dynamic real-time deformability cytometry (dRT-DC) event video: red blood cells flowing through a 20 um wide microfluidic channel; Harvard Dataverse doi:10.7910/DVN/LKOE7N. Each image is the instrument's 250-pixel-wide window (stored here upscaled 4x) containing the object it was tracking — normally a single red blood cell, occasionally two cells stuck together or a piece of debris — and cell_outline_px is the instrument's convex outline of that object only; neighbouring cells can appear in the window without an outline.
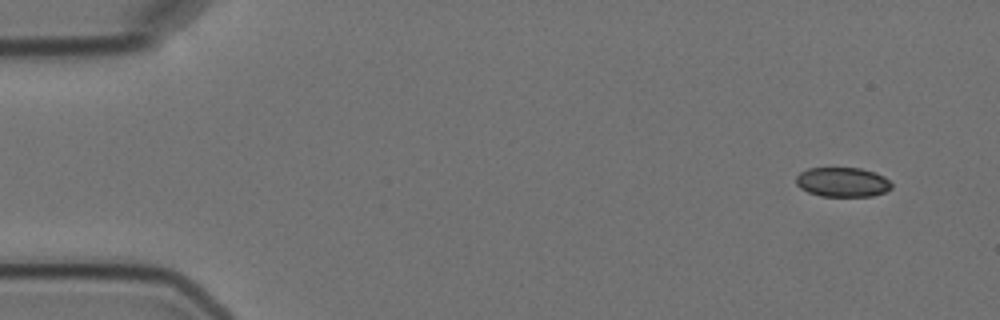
{"species": "Egyptian fruit bat (a non-hibernating species)", "species_latin": "Rousettus aegyptiacus", "temperature_condition": "cold", "stored_images_in_passage": 5, "camera_frame_rate_fps": 3000, "um_per_image_px": 0.085, "animal": {"sex": "female"}, "frame": {"image": 1, "passage_image": 1, "time_ms": 0.0, "image_size_px": [1000, 320], "cell_outline_px": [[892, 188], [884, 192], [872, 196], [820, 196], [808, 192], [800, 188], [796, 184], [796, 176], [800, 172], [808, 168], [860, 168], [876, 172], [884, 176], [892, 184]], "centroid_in_image_um": [71.61, 15.47], "position_along_channel_um": 13.4, "area_um2": 16.53}}
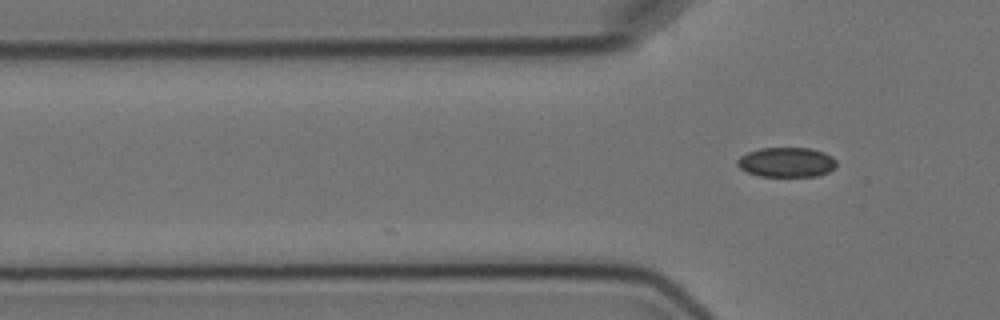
{"frame": {"image": 2, "passage_image": 5, "time_ms": 4.333, "image_size_px": [1000, 320], "cell_outline_px": [[836, 168], [828, 172], [816, 176], [760, 176], [748, 172], [740, 168], [736, 164], [736, 160], [740, 156], [748, 152], [760, 148], [812, 148], [824, 152], [832, 156], [836, 160]], "centroid_in_image_um": [66.87, 13.78], "position_along_channel_um": 58.9, "area_um2": 17.28}}